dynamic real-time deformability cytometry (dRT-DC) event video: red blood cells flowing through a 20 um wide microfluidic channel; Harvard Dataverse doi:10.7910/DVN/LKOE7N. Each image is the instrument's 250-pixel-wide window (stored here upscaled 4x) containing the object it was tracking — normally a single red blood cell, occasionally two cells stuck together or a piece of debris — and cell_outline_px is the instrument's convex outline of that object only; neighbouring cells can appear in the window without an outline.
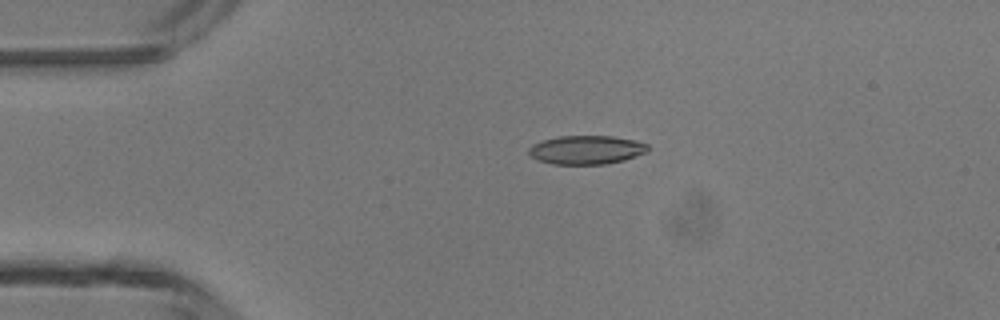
{"species": "common noctule bat (a hibernating species)", "species_latin": "Nyctalus noctula", "temperature_condition": "room temperature", "stored_images_in_passage": 4, "camera_frame_rate_fps": 3000, "um_per_image_px": 0.085, "animal": {"sex": "male", "body_mass_g": 13.3}, "frame": {"image": 1, "passage_image": 3, "time_ms": 2.333, "image_size_px": [1000, 320], "cell_outline_px": [[648, 152], [624, 160], [604, 164], [552, 164], [540, 160], [532, 156], [528, 152], [528, 148], [532, 144], [556, 136], [612, 136], [636, 140], [648, 144]], "centroid_in_image_um": [49.86, 12.73], "position_along_channel_um": 35.1, "area_um2": 19.94}}